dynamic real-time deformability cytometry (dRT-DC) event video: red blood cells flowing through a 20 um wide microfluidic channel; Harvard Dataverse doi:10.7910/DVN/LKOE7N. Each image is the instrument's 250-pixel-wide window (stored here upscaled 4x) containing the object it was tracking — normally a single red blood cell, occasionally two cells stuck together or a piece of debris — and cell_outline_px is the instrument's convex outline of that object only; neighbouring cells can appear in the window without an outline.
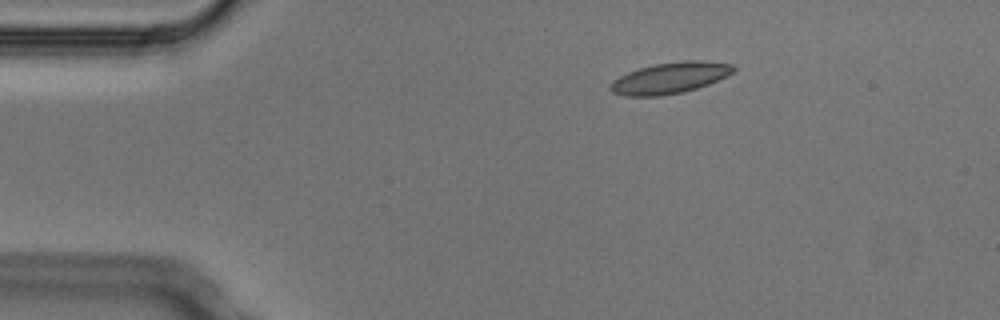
{"species": "Egyptian fruit bat (a non-hibernating species)", "species_latin": "Rousettus aegyptiacus", "temperature_condition": "cold", "stored_images_in_passage": 4, "camera_frame_rate_fps": 3000, "um_per_image_px": 0.085, "animal": {"sex": "male"}, "frame": {"image": 1, "passage_image": 1, "time_ms": 0.0, "image_size_px": [1000, 320], "cell_outline_px": [[736, 68], [728, 76], [708, 84], [684, 92], [660, 96], [624, 96], [612, 92], [608, 88], [612, 80], [628, 72], [640, 68], [656, 64], [680, 60], [700, 60], [732, 64]], "centroid_in_image_um": [56.94, 6.63], "position_along_channel_um": 28.1, "area_um2": 22.43}}
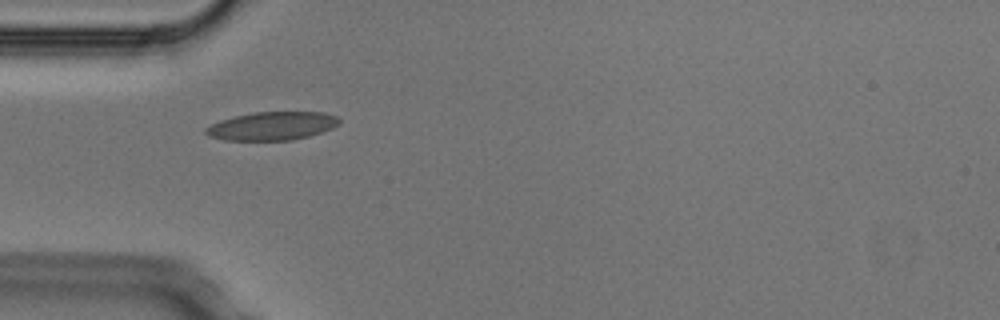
{"frame": {"image": 2, "passage_image": 3, "time_ms": 0.667, "image_size_px": [1000, 320], "cell_outline_px": [[340, 124], [332, 128], [308, 136], [292, 140], [224, 140], [208, 136], [204, 132], [204, 128], [220, 120], [252, 112], [324, 112], [336, 116], [340, 120]], "centroid_in_image_um": [23.11, 10.7], "position_along_channel_um": 61.9, "area_um2": 22.02}}
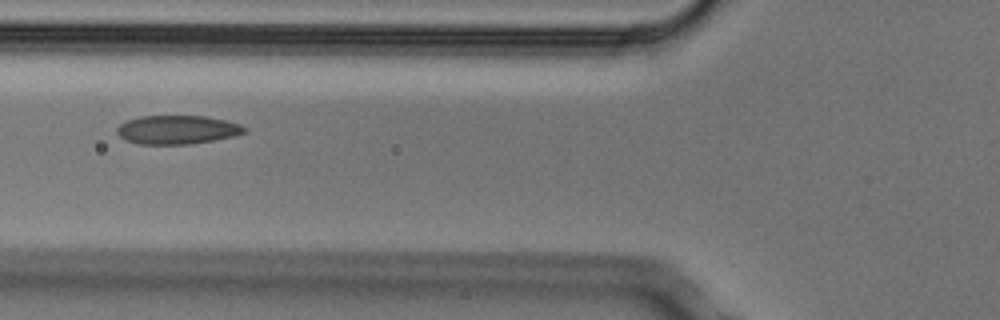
{"frame": {"image": 3, "passage_image": 4, "time_ms": 1.0, "image_size_px": [1000, 320], "cell_outline_px": [[248, 132], [236, 136], [192, 144], [136, 144], [124, 140], [116, 132], [116, 128], [120, 124], [128, 120], [140, 116], [204, 116], [224, 120], [240, 124], [248, 128]], "centroid_in_image_um": [15.08, 11.03], "position_along_channel_um": 110.7, "area_um2": 21.56}}